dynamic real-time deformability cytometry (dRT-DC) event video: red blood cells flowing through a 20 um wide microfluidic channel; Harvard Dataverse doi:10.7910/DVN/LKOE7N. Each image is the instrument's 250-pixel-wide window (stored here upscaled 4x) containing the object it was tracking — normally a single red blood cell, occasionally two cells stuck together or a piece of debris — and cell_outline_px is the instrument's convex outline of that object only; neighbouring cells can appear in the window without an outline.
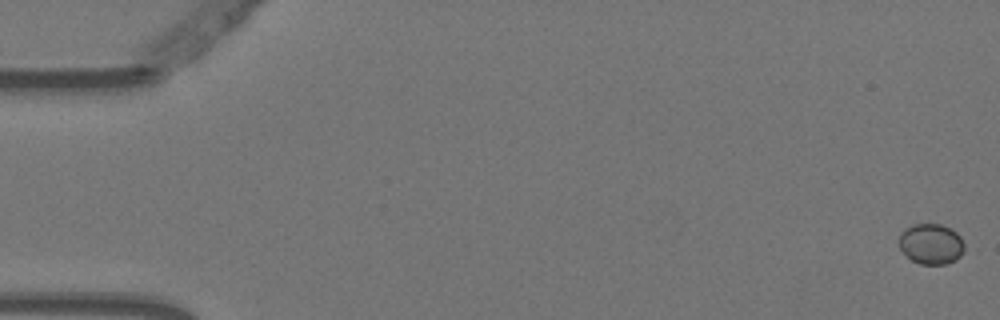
{"species": "Egyptian fruit bat (a non-hibernating species)", "species_latin": "Rousettus aegyptiacus", "temperature_condition": "warm", "stored_images_in_passage": 5, "camera_frame_rate_fps": 3000, "um_per_image_px": 0.085, "animal": {"sex": "female"}, "frame": {"image": 1, "passage_image": 1, "time_ms": 0.0, "image_size_px": [1000, 320], "cell_outline_px": [[964, 252], [956, 260], [948, 264], [920, 264], [912, 260], [900, 248], [900, 232], [904, 228], [912, 224], [940, 224], [956, 232], [960, 236], [964, 244]], "centroid_in_image_um": [79.15, 20.73], "position_along_channel_um": 5.8, "area_um2": 15.43}}
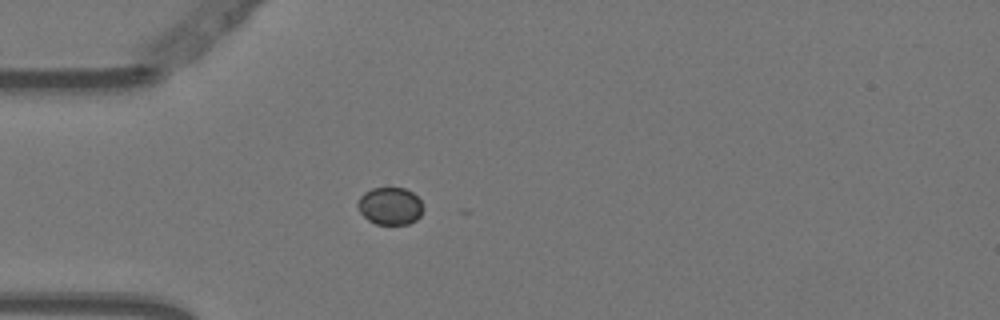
{"frame": {"image": 2, "passage_image": 5, "time_ms": 1.333, "image_size_px": [1000, 320], "cell_outline_px": [[424, 208], [420, 216], [416, 220], [408, 224], [376, 224], [368, 220], [360, 212], [356, 204], [360, 196], [364, 192], [372, 188], [404, 188], [412, 192], [420, 200]], "centroid_in_image_um": [33.15, 17.51], "position_along_channel_um": 51.8, "area_um2": 14.33}}